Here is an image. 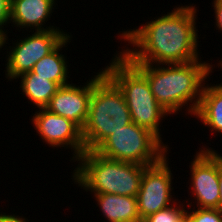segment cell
<instances>
[{
    "instance_id": "cell-1",
    "label": "cell",
    "mask_w": 222,
    "mask_h": 222,
    "mask_svg": "<svg viewBox=\"0 0 222 222\" xmlns=\"http://www.w3.org/2000/svg\"><path fill=\"white\" fill-rule=\"evenodd\" d=\"M195 6H176L139 28L122 31L120 40L130 43L132 49L124 47L120 53L131 63L154 65L185 64L201 59Z\"/></svg>"
},
{
    "instance_id": "cell-2",
    "label": "cell",
    "mask_w": 222,
    "mask_h": 222,
    "mask_svg": "<svg viewBox=\"0 0 222 222\" xmlns=\"http://www.w3.org/2000/svg\"><path fill=\"white\" fill-rule=\"evenodd\" d=\"M132 64L147 78L155 99L169 114H176L182 110V107H186L188 115H194L205 81L211 72L213 73L212 65L201 59L185 64H164V66Z\"/></svg>"
},
{
    "instance_id": "cell-3",
    "label": "cell",
    "mask_w": 222,
    "mask_h": 222,
    "mask_svg": "<svg viewBox=\"0 0 222 222\" xmlns=\"http://www.w3.org/2000/svg\"><path fill=\"white\" fill-rule=\"evenodd\" d=\"M77 161V162H76ZM71 179L92 194L137 196L145 165L106 158L94 150H85L76 160Z\"/></svg>"
},
{
    "instance_id": "cell-4",
    "label": "cell",
    "mask_w": 222,
    "mask_h": 222,
    "mask_svg": "<svg viewBox=\"0 0 222 222\" xmlns=\"http://www.w3.org/2000/svg\"><path fill=\"white\" fill-rule=\"evenodd\" d=\"M93 77V90L82 140L85 150H95L109 135L132 123L125 97L102 71Z\"/></svg>"
},
{
    "instance_id": "cell-5",
    "label": "cell",
    "mask_w": 222,
    "mask_h": 222,
    "mask_svg": "<svg viewBox=\"0 0 222 222\" xmlns=\"http://www.w3.org/2000/svg\"><path fill=\"white\" fill-rule=\"evenodd\" d=\"M110 61L103 71L122 91L132 122L162 141L159 127L170 114L155 99L147 78L120 52Z\"/></svg>"
},
{
    "instance_id": "cell-6",
    "label": "cell",
    "mask_w": 222,
    "mask_h": 222,
    "mask_svg": "<svg viewBox=\"0 0 222 222\" xmlns=\"http://www.w3.org/2000/svg\"><path fill=\"white\" fill-rule=\"evenodd\" d=\"M169 150L151 131L134 122L109 135L94 151L106 158L149 166Z\"/></svg>"
},
{
    "instance_id": "cell-7",
    "label": "cell",
    "mask_w": 222,
    "mask_h": 222,
    "mask_svg": "<svg viewBox=\"0 0 222 222\" xmlns=\"http://www.w3.org/2000/svg\"><path fill=\"white\" fill-rule=\"evenodd\" d=\"M68 35L60 29L33 31L32 35L13 42L14 46L9 47V53L7 51L4 70L8 81L30 72L36 62L51 53Z\"/></svg>"
},
{
    "instance_id": "cell-8",
    "label": "cell",
    "mask_w": 222,
    "mask_h": 222,
    "mask_svg": "<svg viewBox=\"0 0 222 222\" xmlns=\"http://www.w3.org/2000/svg\"><path fill=\"white\" fill-rule=\"evenodd\" d=\"M167 154L157 163L146 166L137 193L138 212L143 221L151 214L167 208L176 200L172 196V179Z\"/></svg>"
},
{
    "instance_id": "cell-9",
    "label": "cell",
    "mask_w": 222,
    "mask_h": 222,
    "mask_svg": "<svg viewBox=\"0 0 222 222\" xmlns=\"http://www.w3.org/2000/svg\"><path fill=\"white\" fill-rule=\"evenodd\" d=\"M203 148V149H202ZM191 162V192L196 202L194 208L218 209L219 153L203 146Z\"/></svg>"
},
{
    "instance_id": "cell-10",
    "label": "cell",
    "mask_w": 222,
    "mask_h": 222,
    "mask_svg": "<svg viewBox=\"0 0 222 222\" xmlns=\"http://www.w3.org/2000/svg\"><path fill=\"white\" fill-rule=\"evenodd\" d=\"M33 126L40 138L53 148L72 149L75 160L85 151L81 129L71 120L51 113L46 108H39L32 117Z\"/></svg>"
},
{
    "instance_id": "cell-11",
    "label": "cell",
    "mask_w": 222,
    "mask_h": 222,
    "mask_svg": "<svg viewBox=\"0 0 222 222\" xmlns=\"http://www.w3.org/2000/svg\"><path fill=\"white\" fill-rule=\"evenodd\" d=\"M85 84L77 86L69 83L60 86L45 108L71 120L82 130L88 115L93 77Z\"/></svg>"
},
{
    "instance_id": "cell-12",
    "label": "cell",
    "mask_w": 222,
    "mask_h": 222,
    "mask_svg": "<svg viewBox=\"0 0 222 222\" xmlns=\"http://www.w3.org/2000/svg\"><path fill=\"white\" fill-rule=\"evenodd\" d=\"M55 3L56 0H11L10 23L15 25L16 29L17 27L35 29V31L60 29L52 25L46 28L43 26L51 18Z\"/></svg>"
},
{
    "instance_id": "cell-13",
    "label": "cell",
    "mask_w": 222,
    "mask_h": 222,
    "mask_svg": "<svg viewBox=\"0 0 222 222\" xmlns=\"http://www.w3.org/2000/svg\"><path fill=\"white\" fill-rule=\"evenodd\" d=\"M93 197L109 222H143L136 197L107 193L94 194Z\"/></svg>"
},
{
    "instance_id": "cell-14",
    "label": "cell",
    "mask_w": 222,
    "mask_h": 222,
    "mask_svg": "<svg viewBox=\"0 0 222 222\" xmlns=\"http://www.w3.org/2000/svg\"><path fill=\"white\" fill-rule=\"evenodd\" d=\"M194 116L211 131L222 134V82L204 85Z\"/></svg>"
},
{
    "instance_id": "cell-15",
    "label": "cell",
    "mask_w": 222,
    "mask_h": 222,
    "mask_svg": "<svg viewBox=\"0 0 222 222\" xmlns=\"http://www.w3.org/2000/svg\"><path fill=\"white\" fill-rule=\"evenodd\" d=\"M71 38L72 36L68 35L51 53L36 62L31 72L37 74V77L47 78L59 86L69 84V66L67 65L69 63H67V58L61 51L62 48L67 47L66 45L71 42Z\"/></svg>"
},
{
    "instance_id": "cell-16",
    "label": "cell",
    "mask_w": 222,
    "mask_h": 222,
    "mask_svg": "<svg viewBox=\"0 0 222 222\" xmlns=\"http://www.w3.org/2000/svg\"><path fill=\"white\" fill-rule=\"evenodd\" d=\"M19 78L21 79L19 84H21L22 93L38 109L45 108L60 87L47 78L37 77V74L31 71L20 75Z\"/></svg>"
},
{
    "instance_id": "cell-17",
    "label": "cell",
    "mask_w": 222,
    "mask_h": 222,
    "mask_svg": "<svg viewBox=\"0 0 222 222\" xmlns=\"http://www.w3.org/2000/svg\"><path fill=\"white\" fill-rule=\"evenodd\" d=\"M179 203V206L178 204ZM186 206L181 202H175L167 208L161 209L158 212L146 217L143 222H184Z\"/></svg>"
},
{
    "instance_id": "cell-18",
    "label": "cell",
    "mask_w": 222,
    "mask_h": 222,
    "mask_svg": "<svg viewBox=\"0 0 222 222\" xmlns=\"http://www.w3.org/2000/svg\"><path fill=\"white\" fill-rule=\"evenodd\" d=\"M190 203V204H189ZM192 202H188V208L184 222H222V212L219 209L197 208L191 209ZM191 209L192 211H188Z\"/></svg>"
},
{
    "instance_id": "cell-19",
    "label": "cell",
    "mask_w": 222,
    "mask_h": 222,
    "mask_svg": "<svg viewBox=\"0 0 222 222\" xmlns=\"http://www.w3.org/2000/svg\"><path fill=\"white\" fill-rule=\"evenodd\" d=\"M10 6L11 0H0V50L5 44H8L6 43L8 33L7 30L5 31L4 26L10 23Z\"/></svg>"
},
{
    "instance_id": "cell-20",
    "label": "cell",
    "mask_w": 222,
    "mask_h": 222,
    "mask_svg": "<svg viewBox=\"0 0 222 222\" xmlns=\"http://www.w3.org/2000/svg\"><path fill=\"white\" fill-rule=\"evenodd\" d=\"M212 5L214 7V13H215V27L216 29L222 31V0H213Z\"/></svg>"
},
{
    "instance_id": "cell-21",
    "label": "cell",
    "mask_w": 222,
    "mask_h": 222,
    "mask_svg": "<svg viewBox=\"0 0 222 222\" xmlns=\"http://www.w3.org/2000/svg\"><path fill=\"white\" fill-rule=\"evenodd\" d=\"M24 216L11 215L0 212V222H29L27 218H23Z\"/></svg>"
},
{
    "instance_id": "cell-22",
    "label": "cell",
    "mask_w": 222,
    "mask_h": 222,
    "mask_svg": "<svg viewBox=\"0 0 222 222\" xmlns=\"http://www.w3.org/2000/svg\"><path fill=\"white\" fill-rule=\"evenodd\" d=\"M219 188L220 196L218 202V209L222 212V156L219 154Z\"/></svg>"
},
{
    "instance_id": "cell-23",
    "label": "cell",
    "mask_w": 222,
    "mask_h": 222,
    "mask_svg": "<svg viewBox=\"0 0 222 222\" xmlns=\"http://www.w3.org/2000/svg\"><path fill=\"white\" fill-rule=\"evenodd\" d=\"M219 62L220 63H218V65L221 66V68H222V59Z\"/></svg>"
}]
</instances>
